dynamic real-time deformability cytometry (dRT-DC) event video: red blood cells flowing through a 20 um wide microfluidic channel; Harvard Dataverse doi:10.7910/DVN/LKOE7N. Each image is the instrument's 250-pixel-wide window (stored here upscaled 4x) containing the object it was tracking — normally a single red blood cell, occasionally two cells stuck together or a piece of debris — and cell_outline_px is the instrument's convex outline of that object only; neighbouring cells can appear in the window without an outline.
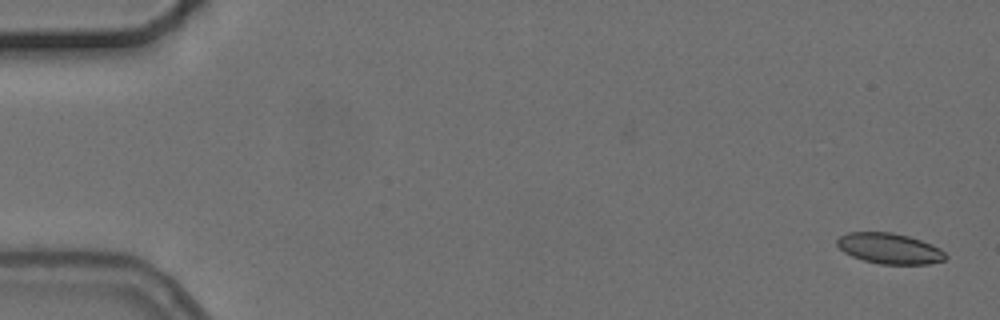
{"species": "common noctule bat (a hibernating species)", "species_latin": "Nyctalus noctula", "temperature_condition": "cold", "stored_images_in_passage": 4, "camera_frame_rate_fps": 3000, "um_per_image_px": 0.085, "animal": {"sex": "female", "body_mass_g": 24.6, "forearm_length_mm": 56.2}, "frame": {"image": 1, "passage_image": 1, "time_ms": 0.0, "image_size_px": [1000, 320], "cell_outline_px": [[948, 256], [944, 260], [928, 264], [880, 264], [864, 260], [852, 256], [844, 252], [836, 244], [836, 240], [840, 236], [848, 232], [892, 232], [908, 236], [932, 244], [940, 248]], "centroid_in_image_um": [75.61, 21.12], "position_along_channel_um": 9.4, "area_um2": 19.36}}
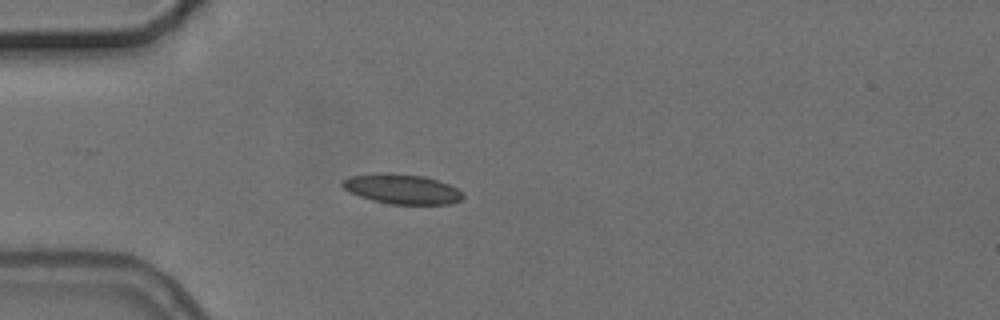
{"frame": {"image": 2, "passage_image": 4, "time_ms": 4.667, "image_size_px": [1000, 320], "cell_outline_px": [[464, 196], [460, 200], [448, 204], [388, 204], [372, 200], [348, 192], [340, 184], [344, 180], [352, 176], [380, 172], [392, 172], [424, 176], [448, 184], [456, 188]], "centroid_in_image_um": [34.13, 16.06], "position_along_channel_um": 50.9, "area_um2": 20.92}}